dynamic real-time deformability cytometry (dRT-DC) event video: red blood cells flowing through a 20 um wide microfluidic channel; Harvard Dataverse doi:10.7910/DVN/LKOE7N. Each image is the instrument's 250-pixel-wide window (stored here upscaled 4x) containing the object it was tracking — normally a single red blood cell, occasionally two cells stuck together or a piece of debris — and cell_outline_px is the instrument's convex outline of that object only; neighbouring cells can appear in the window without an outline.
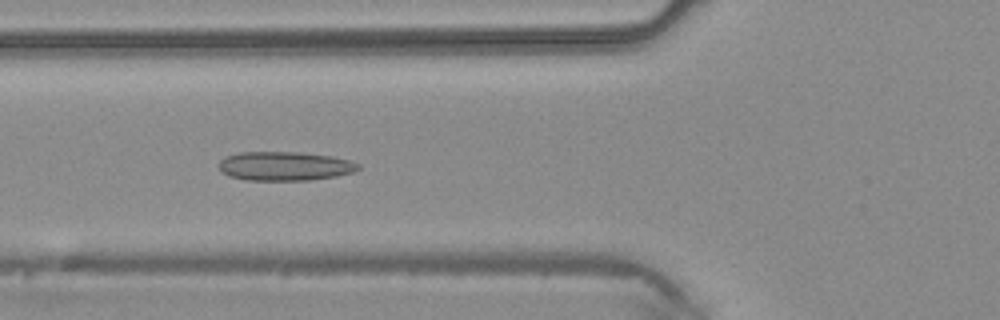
{"species": "common noctule bat (a hibernating species)", "species_latin": "Nyctalus noctula", "temperature_condition": "warm", "stored_images_in_passage": 44, "camera_frame_rate_fps": 3000, "um_per_image_px": 0.085, "animal": {"sex": "male", "body_mass_g": 20.4}, "frame": {"image": 1, "passage_image": 16, "time_ms": 5.0, "image_size_px": [1000, 320], "cell_outline_px": [[360, 168], [352, 172], [336, 176], [312, 180], [244, 180], [228, 176], [220, 172], [216, 164], [224, 156], [240, 152], [300, 152], [332, 156], [348, 160], [360, 164]], "centroid_in_image_um": [24.13, 14.12], "position_along_channel_um": 101.7, "area_um2": 23.87}}
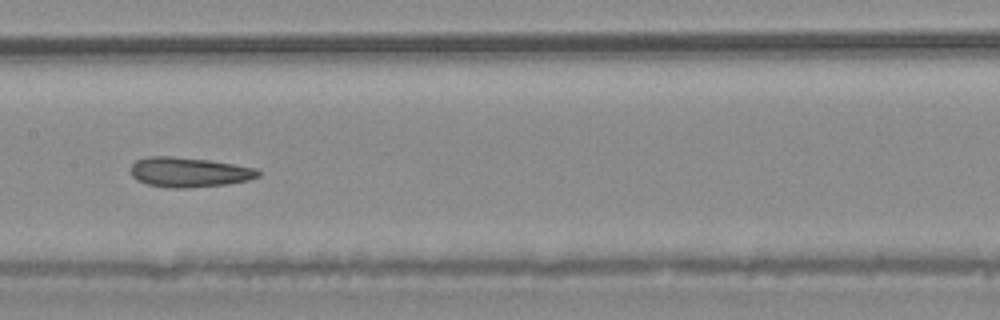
{"frame": {"image": 2, "passage_image": 22, "time_ms": 7.0, "image_size_px": [1000, 320], "cell_outline_px": [[260, 176], [248, 180], [228, 184], [192, 188], [168, 188], [148, 184], [136, 180], [132, 176], [128, 168], [136, 160], [148, 156], [172, 156], [208, 160], [256, 168], [260, 172]], "centroid_in_image_um": [16.03, 14.64], "position_along_channel_um": 191.4, "area_um2": 22.37}}
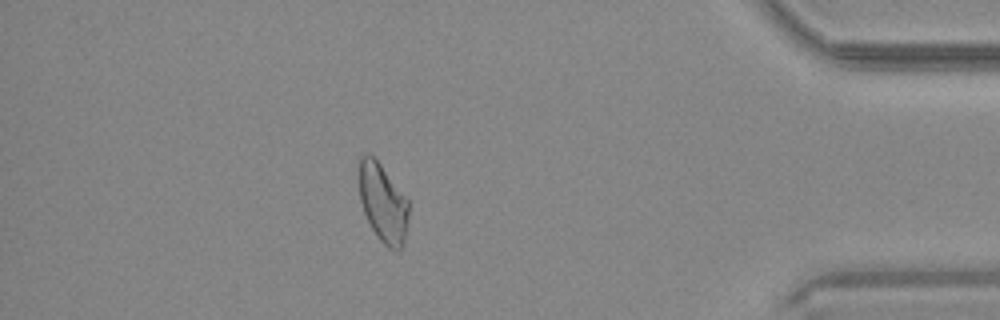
{"frame": {"image": 3, "passage_image": 39, "time_ms": 12.667, "image_size_px": [1000, 320], "cell_outline_px": [[408, 224], [404, 240], [400, 248], [388, 248], [380, 240], [372, 228], [364, 212], [360, 200], [356, 172], [360, 156], [364, 152], [368, 152], [380, 164], [408, 200]], "centroid_in_image_um": [32.49, 17.17], "position_along_channel_um": 402.7, "area_um2": 22.83}}